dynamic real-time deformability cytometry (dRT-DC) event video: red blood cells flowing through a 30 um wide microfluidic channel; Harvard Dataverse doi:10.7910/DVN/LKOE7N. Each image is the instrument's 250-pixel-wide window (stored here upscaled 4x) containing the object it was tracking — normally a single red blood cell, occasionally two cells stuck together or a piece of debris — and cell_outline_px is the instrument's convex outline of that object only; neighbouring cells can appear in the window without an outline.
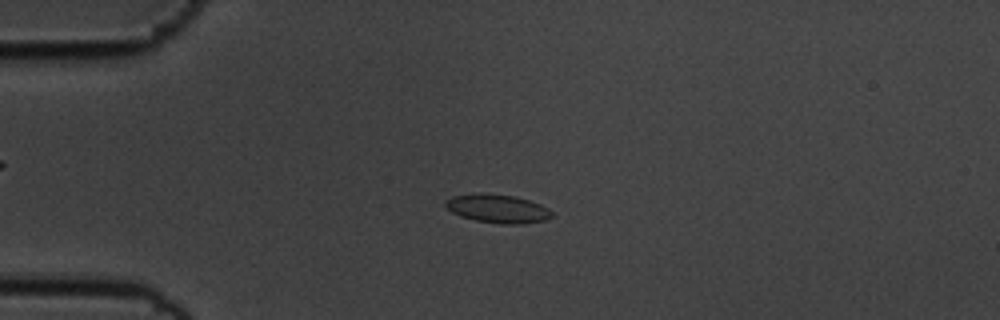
{"species": "common noctule bat (a hibernating species)", "species_latin": "Nyctalus noctula", "temperature_condition": "cold", "stored_images_in_passage": 48, "camera_frame_rate_fps": 3000, "um_per_image_px": 0.085, "animal": {"sex": "male", "body_mass_g": 19.5, "forearm_length_mm": 54.6}, "frame": {"image": 1, "passage_image": 14, "time_ms": 4.333, "image_size_px": [1000, 320], "cell_outline_px": [[552, 216], [544, 220], [524, 224], [500, 224], [476, 220], [460, 216], [452, 212], [444, 204], [444, 200], [452, 196], [516, 196], [540, 204], [548, 208], [552, 212]], "centroid_in_image_um": [42.34, 17.79], "position_along_channel_um": 42.7, "area_um2": 16.88}}
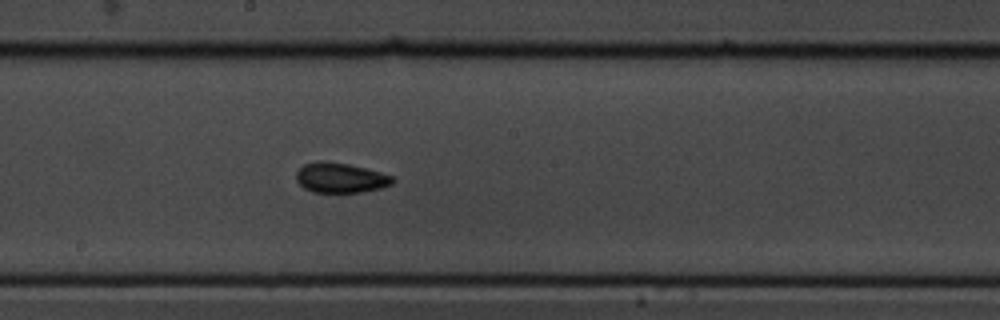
{"frame": {"image": 2, "passage_image": 31, "time_ms": 10.0, "image_size_px": [1000, 320], "cell_outline_px": [[396, 180], [392, 184], [380, 188], [360, 192], [312, 192], [304, 188], [296, 180], [296, 172], [304, 164], [320, 160], [348, 164], [380, 172], [392, 176]], "centroid_in_image_um": [28.92, 15.11], "position_along_channel_um": 219.3, "area_um2": 16.76}}
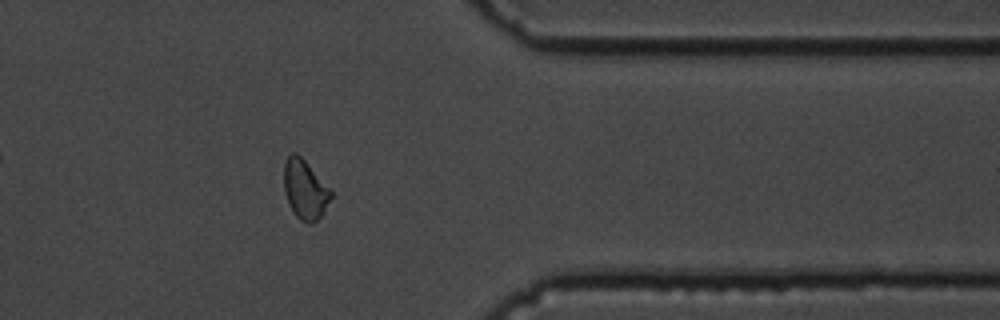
{"frame": {"image": 3, "passage_image": 46, "time_ms": 15.0, "image_size_px": [1000, 320], "cell_outline_px": [[332, 196], [324, 212], [312, 224], [308, 224], [300, 220], [292, 212], [288, 204], [284, 192], [284, 160], [292, 152], [296, 152], [304, 160], [332, 192]], "centroid_in_image_um": [25.89, 16.13], "position_along_channel_um": 385.5, "area_um2": 16.18}, "authors_computed_cell_mechanics": {"area_um2": 16.6464, "velocity_mm_per_s": 3.5585, "shape_relaxation_time_tau1_ms": 4.8878, "shape_relaxation_time_tau2_ms": 1.8316, "deformation_change_tau1": 0.101, "deformation_change_tau2": 0.0676}}